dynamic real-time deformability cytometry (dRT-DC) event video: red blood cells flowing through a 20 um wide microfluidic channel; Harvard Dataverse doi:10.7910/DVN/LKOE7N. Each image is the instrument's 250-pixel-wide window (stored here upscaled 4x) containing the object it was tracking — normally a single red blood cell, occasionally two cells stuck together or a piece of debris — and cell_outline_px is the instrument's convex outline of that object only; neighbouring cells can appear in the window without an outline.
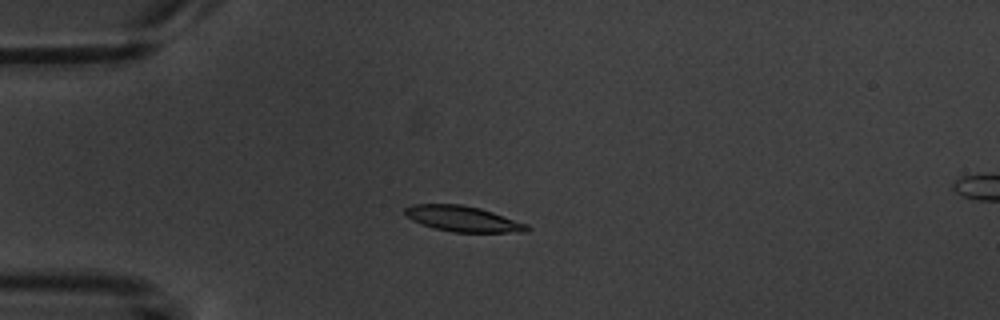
{"species": "common noctule bat (a hibernating species)", "species_latin": "Nyctalus noctula", "temperature_condition": "warm", "stored_images_in_passage": 11, "camera_frame_rate_fps": 3000, "um_per_image_px": 0.085, "animal": {"sex": "male", "body_mass_g": 20.1, "forearm_length_mm": 53.5}, "frame": {"image": 1, "passage_image": 4, "time_ms": 4.333, "image_size_px": [1000, 320], "cell_outline_px": [[532, 228], [528, 232], [452, 232], [420, 224], [412, 220], [404, 212], [404, 208], [412, 204], [460, 204], [480, 208], [528, 224]], "centroid_in_image_um": [39.36, 18.6], "position_along_channel_um": 45.6, "area_um2": 18.21}}
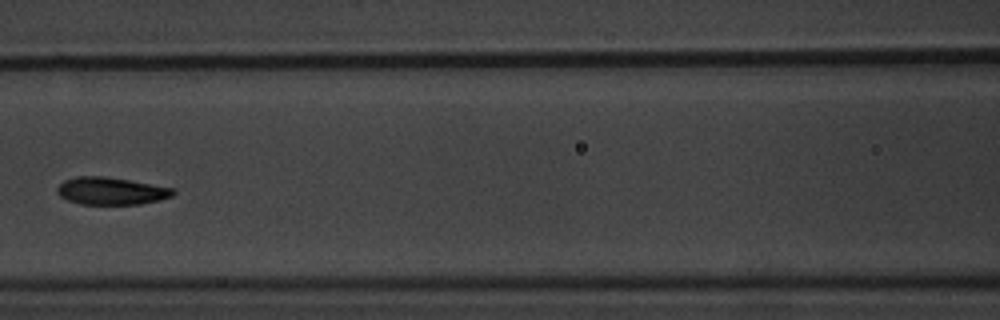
{"frame": {"image": 2, "passage_image": 7, "time_ms": 8.0, "image_size_px": [1000, 320], "cell_outline_px": [[176, 192], [172, 196], [160, 200], [140, 204], [80, 204], [68, 200], [60, 196], [56, 192], [56, 188], [64, 180], [76, 176], [104, 176], [176, 188]], "centroid_in_image_um": [9.45, 16.23], "position_along_channel_um": 157.1, "area_um2": 18.61}}